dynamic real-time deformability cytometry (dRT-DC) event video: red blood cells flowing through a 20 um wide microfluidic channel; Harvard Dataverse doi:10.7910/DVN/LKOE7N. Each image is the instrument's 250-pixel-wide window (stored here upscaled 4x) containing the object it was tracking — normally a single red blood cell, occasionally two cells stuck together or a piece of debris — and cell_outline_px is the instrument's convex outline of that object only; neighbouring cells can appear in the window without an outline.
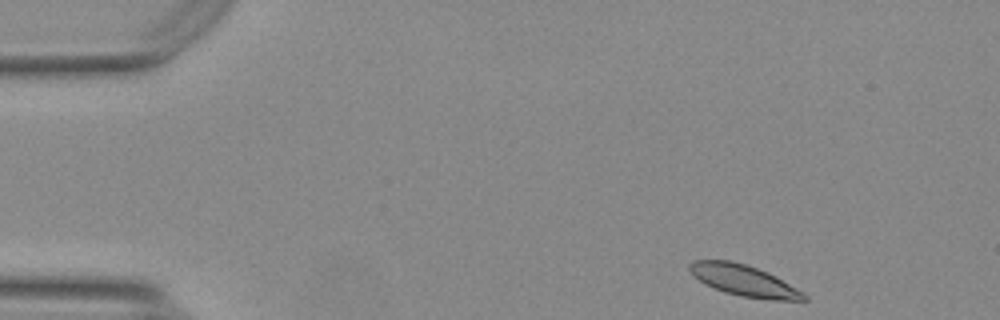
{"species": "Egyptian fruit bat (a non-hibernating species)", "species_latin": "Rousettus aegyptiacus", "temperature_condition": "warm", "stored_images_in_passage": 49, "camera_frame_rate_fps": 3000, "um_per_image_px": 0.085, "animal": {"sex": "female"}, "frame": {"image": 1, "passage_image": 1, "time_ms": 0.0, "image_size_px": [1000, 320], "cell_outline_px": [[808, 300], [772, 300], [740, 296], [724, 292], [704, 284], [688, 268], [692, 260], [732, 260], [756, 268], [804, 292], [808, 296]], "centroid_in_image_um": [63.21, 23.85], "position_along_channel_um": 21.8, "area_um2": 20.29}}
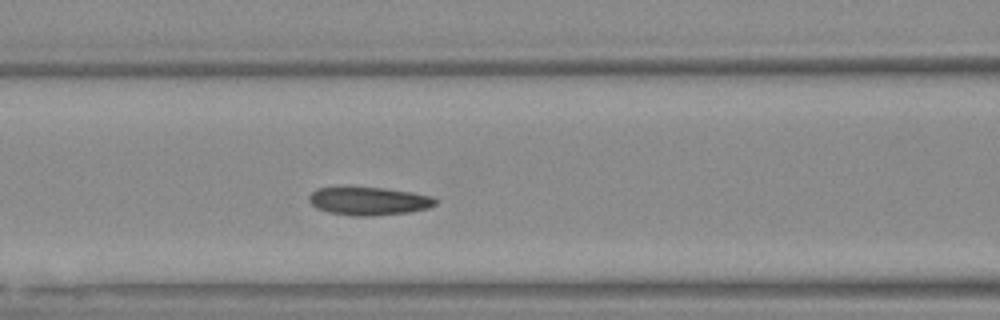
{"frame": {"image": 2, "passage_image": 17, "time_ms": 5.333, "image_size_px": [1000, 320], "cell_outline_px": [[440, 200], [436, 204], [428, 208], [408, 212], [372, 216], [352, 216], [328, 212], [316, 208], [308, 200], [308, 196], [316, 188], [384, 188], [412, 192], [436, 196]], "centroid_in_image_um": [31.4, 17.1], "position_along_channel_um": 135.2, "area_um2": 20.81}}
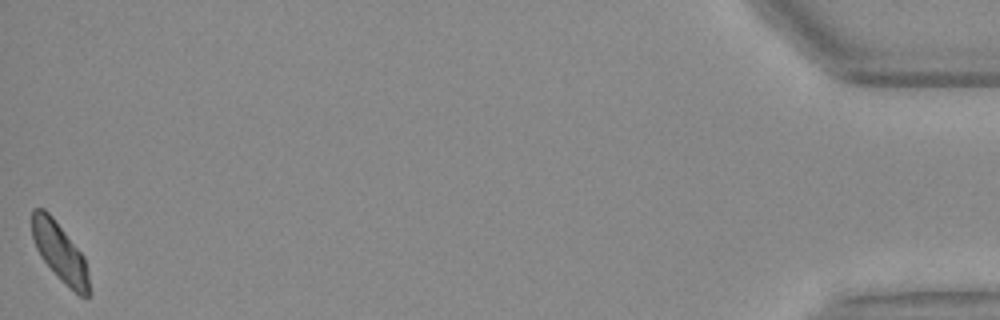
{"frame": {"image": 3, "passage_image": 49, "time_ms": 16.0, "image_size_px": [1000, 320], "cell_outline_px": [[92, 292], [88, 296], [80, 296], [40, 256], [36, 248], [32, 236], [32, 208], [44, 208], [52, 216], [84, 256], [88, 272]], "centroid_in_image_um": [5.11, 21.4], "position_along_channel_um": 430.1, "area_um2": 19.02}, "authors_computed_cell_mechanics": {"area_um2": 20.6924, "velocity_mm_per_s": 3.6781, "shape_relaxation_time_tau1_ms": null, "shape_relaxation_time_tau2_ms": 8.1785, "deformation_change_tau1": null, "deformation_change_tau2": 0.105}}